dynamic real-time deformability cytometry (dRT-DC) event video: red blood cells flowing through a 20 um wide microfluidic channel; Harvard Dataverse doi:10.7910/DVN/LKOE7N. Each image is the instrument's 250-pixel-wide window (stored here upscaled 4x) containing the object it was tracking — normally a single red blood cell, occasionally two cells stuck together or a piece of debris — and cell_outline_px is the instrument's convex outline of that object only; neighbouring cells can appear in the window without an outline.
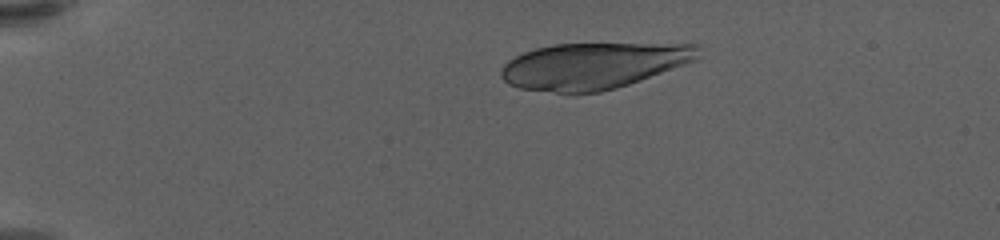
{"species": "human", "species_latin": "Homo sapiens", "temperature_condition": "warm", "stored_images_in_passage": 57, "camera_frame_rate_fps": 3000, "um_per_image_px": 0.085, "donor": {"sex": "female"}, "frame": {"image": 1, "passage_image": 12, "time_ms": 3.667, "image_size_px": [1000, 240], "cell_outline_px": [[700, 44], [696, 60], [640, 80], [616, 88], [600, 92], [572, 96], [520, 88], [508, 84], [500, 76], [500, 72], [504, 64], [508, 60], [524, 52], [536, 48], [552, 44]], "centroid_in_image_um": [50.37, 5.62], "position_along_channel_um": 34.6, "area_um2": 53.52}}